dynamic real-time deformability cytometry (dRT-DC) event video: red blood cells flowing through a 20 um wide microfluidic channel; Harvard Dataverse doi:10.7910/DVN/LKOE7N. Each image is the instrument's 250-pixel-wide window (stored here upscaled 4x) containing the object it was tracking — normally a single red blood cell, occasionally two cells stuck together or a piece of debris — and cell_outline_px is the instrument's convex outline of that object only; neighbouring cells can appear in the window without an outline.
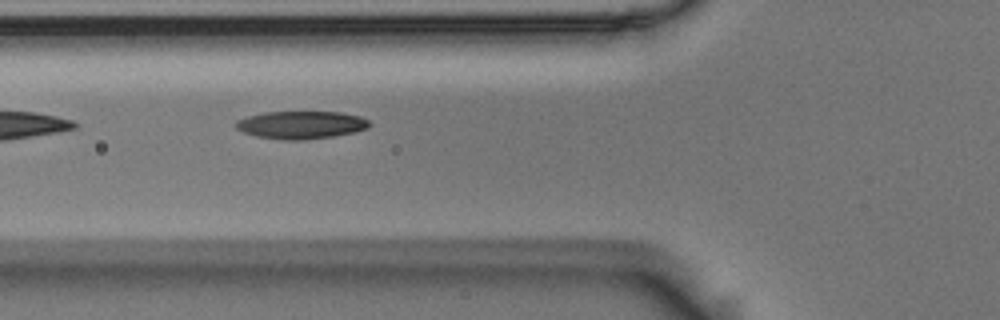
{"species": "Egyptian fruit bat (a non-hibernating species)", "species_latin": "Rousettus aegyptiacus", "temperature_condition": "room temperature", "stored_images_in_passage": 3, "camera_frame_rate_fps": 3000, "um_per_image_px": 0.085, "animal": {"sex": "male"}, "frame": {"image": 1, "passage_image": 3, "time_ms": 0.667, "image_size_px": [1000, 320], "cell_outline_px": [[372, 124], [368, 128], [352, 132], [332, 136], [304, 140], [280, 140], [256, 136], [244, 132], [236, 128], [236, 120], [248, 116], [264, 112], [340, 112], [360, 116], [368, 120]], "centroid_in_image_um": [25.59, 10.61], "position_along_channel_um": 100.2, "area_um2": 21.56}}